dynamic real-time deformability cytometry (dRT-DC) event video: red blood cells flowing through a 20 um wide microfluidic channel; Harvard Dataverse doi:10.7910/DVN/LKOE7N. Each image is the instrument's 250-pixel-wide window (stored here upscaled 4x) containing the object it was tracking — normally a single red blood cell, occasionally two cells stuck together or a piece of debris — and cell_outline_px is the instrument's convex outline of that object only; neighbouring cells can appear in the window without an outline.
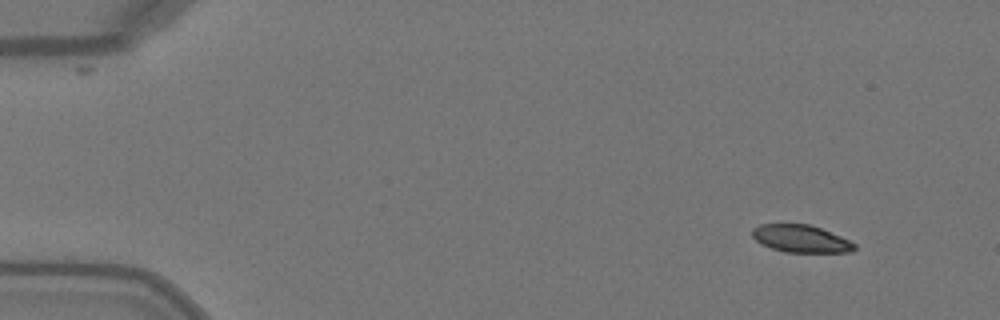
{"species": "Egyptian fruit bat (a non-hibernating species)", "species_latin": "Rousettus aegyptiacus", "temperature_condition": "warm", "stored_images_in_passage": 10, "camera_frame_rate_fps": 3000, "um_per_image_px": 0.085, "animal": {"sex": "female"}, "frame": {"image": 1, "passage_image": 4, "time_ms": 1.0, "image_size_px": [1000, 320], "cell_outline_px": [[856, 248], [852, 252], [784, 252], [760, 244], [752, 236], [752, 228], [760, 224], [808, 224], [820, 228], [840, 236], [856, 244]], "centroid_in_image_um": [68.05, 20.29], "position_along_channel_um": 16.9, "area_um2": 16.3}}